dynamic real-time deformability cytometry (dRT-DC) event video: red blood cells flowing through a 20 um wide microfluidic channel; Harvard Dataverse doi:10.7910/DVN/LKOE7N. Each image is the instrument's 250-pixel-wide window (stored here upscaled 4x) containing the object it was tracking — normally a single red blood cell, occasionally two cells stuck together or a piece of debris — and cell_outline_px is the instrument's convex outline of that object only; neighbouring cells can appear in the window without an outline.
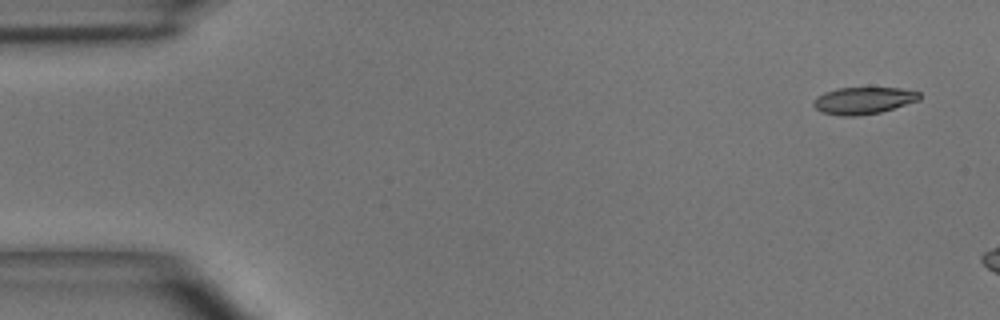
{"species": "common noctule bat (a hibernating species)", "species_latin": "Nyctalus noctula", "temperature_condition": "room temperature", "stored_images_in_passage": 6, "camera_frame_rate_fps": 3000, "um_per_image_px": 0.085, "animal": {"sex": "male", "body_mass_g": 15.6}, "frame": {"image": 1, "passage_image": 1, "time_ms": 0.0, "image_size_px": [1000, 320], "cell_outline_px": [[920, 100], [880, 112], [856, 116], [840, 116], [824, 112], [816, 108], [812, 104], [816, 96], [824, 92], [836, 88], [900, 88], [920, 92]], "centroid_in_image_um": [73.38, 8.54], "position_along_channel_um": 11.6, "area_um2": 16.59}}